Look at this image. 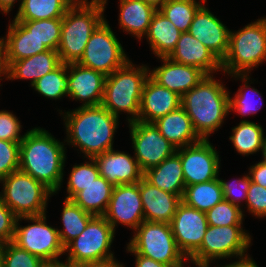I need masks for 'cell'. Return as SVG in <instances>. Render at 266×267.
I'll list each match as a JSON object with an SVG mask.
<instances>
[{"label":"cell","instance_id":"4fadbf2b","mask_svg":"<svg viewBox=\"0 0 266 267\" xmlns=\"http://www.w3.org/2000/svg\"><path fill=\"white\" fill-rule=\"evenodd\" d=\"M128 125L135 151L134 157L143 173L176 153L177 148L159 132L153 123L137 120Z\"/></svg>","mask_w":266,"mask_h":267},{"label":"cell","instance_id":"7a4b0ae2","mask_svg":"<svg viewBox=\"0 0 266 267\" xmlns=\"http://www.w3.org/2000/svg\"><path fill=\"white\" fill-rule=\"evenodd\" d=\"M66 156L65 142L35 127L20 142L19 169L57 194L63 185Z\"/></svg>","mask_w":266,"mask_h":267},{"label":"cell","instance_id":"681fc988","mask_svg":"<svg viewBox=\"0 0 266 267\" xmlns=\"http://www.w3.org/2000/svg\"><path fill=\"white\" fill-rule=\"evenodd\" d=\"M115 257H110L107 259L99 260V261H88L84 263H80L73 267H125L123 263L116 261Z\"/></svg>","mask_w":266,"mask_h":267},{"label":"cell","instance_id":"c3c4849f","mask_svg":"<svg viewBox=\"0 0 266 267\" xmlns=\"http://www.w3.org/2000/svg\"><path fill=\"white\" fill-rule=\"evenodd\" d=\"M126 251L128 253H133L135 255V267H172L169 265H165L163 263L157 262L151 258L145 257L143 255H139L135 253L128 245L126 246Z\"/></svg>","mask_w":266,"mask_h":267},{"label":"cell","instance_id":"816d5d0a","mask_svg":"<svg viewBox=\"0 0 266 267\" xmlns=\"http://www.w3.org/2000/svg\"><path fill=\"white\" fill-rule=\"evenodd\" d=\"M220 267H259V266L257 265V263H255L252 257L247 256L245 258L238 259L237 261L231 262L229 264Z\"/></svg>","mask_w":266,"mask_h":267},{"label":"cell","instance_id":"484cf974","mask_svg":"<svg viewBox=\"0 0 266 267\" xmlns=\"http://www.w3.org/2000/svg\"><path fill=\"white\" fill-rule=\"evenodd\" d=\"M7 35L3 37L6 47L7 61L10 65L14 61L49 50L41 41L31 34L19 21L9 22Z\"/></svg>","mask_w":266,"mask_h":267},{"label":"cell","instance_id":"b9f144b4","mask_svg":"<svg viewBox=\"0 0 266 267\" xmlns=\"http://www.w3.org/2000/svg\"><path fill=\"white\" fill-rule=\"evenodd\" d=\"M20 142L0 139V180L19 169Z\"/></svg>","mask_w":266,"mask_h":267},{"label":"cell","instance_id":"52a82bcc","mask_svg":"<svg viewBox=\"0 0 266 267\" xmlns=\"http://www.w3.org/2000/svg\"><path fill=\"white\" fill-rule=\"evenodd\" d=\"M2 201L17 216H39L46 214L48 200L55 195L42 182L20 169L0 180Z\"/></svg>","mask_w":266,"mask_h":267},{"label":"cell","instance_id":"ba28073f","mask_svg":"<svg viewBox=\"0 0 266 267\" xmlns=\"http://www.w3.org/2000/svg\"><path fill=\"white\" fill-rule=\"evenodd\" d=\"M133 232L127 245L135 253L172 267L188 261L177 247L170 223L143 221Z\"/></svg>","mask_w":266,"mask_h":267},{"label":"cell","instance_id":"680465c9","mask_svg":"<svg viewBox=\"0 0 266 267\" xmlns=\"http://www.w3.org/2000/svg\"><path fill=\"white\" fill-rule=\"evenodd\" d=\"M0 267H3V260H2L1 247H0Z\"/></svg>","mask_w":266,"mask_h":267},{"label":"cell","instance_id":"74e56055","mask_svg":"<svg viewBox=\"0 0 266 267\" xmlns=\"http://www.w3.org/2000/svg\"><path fill=\"white\" fill-rule=\"evenodd\" d=\"M48 49L57 51L61 40L62 19L19 21Z\"/></svg>","mask_w":266,"mask_h":267},{"label":"cell","instance_id":"d6986e66","mask_svg":"<svg viewBox=\"0 0 266 267\" xmlns=\"http://www.w3.org/2000/svg\"><path fill=\"white\" fill-rule=\"evenodd\" d=\"M163 65L149 71V76L159 85L181 97L194 88L207 75L198 67L180 64L168 57H160Z\"/></svg>","mask_w":266,"mask_h":267},{"label":"cell","instance_id":"4316f807","mask_svg":"<svg viewBox=\"0 0 266 267\" xmlns=\"http://www.w3.org/2000/svg\"><path fill=\"white\" fill-rule=\"evenodd\" d=\"M119 28L141 40L146 36L157 9L143 0H119Z\"/></svg>","mask_w":266,"mask_h":267},{"label":"cell","instance_id":"f907efd6","mask_svg":"<svg viewBox=\"0 0 266 267\" xmlns=\"http://www.w3.org/2000/svg\"><path fill=\"white\" fill-rule=\"evenodd\" d=\"M2 77L9 80V65L3 37L0 38V80H2Z\"/></svg>","mask_w":266,"mask_h":267},{"label":"cell","instance_id":"d6a6232c","mask_svg":"<svg viewBox=\"0 0 266 267\" xmlns=\"http://www.w3.org/2000/svg\"><path fill=\"white\" fill-rule=\"evenodd\" d=\"M93 217L79 207L73 200L65 199L61 213L62 229H57L62 245L65 247L70 241L78 237Z\"/></svg>","mask_w":266,"mask_h":267},{"label":"cell","instance_id":"f1b7e54d","mask_svg":"<svg viewBox=\"0 0 266 267\" xmlns=\"http://www.w3.org/2000/svg\"><path fill=\"white\" fill-rule=\"evenodd\" d=\"M181 32L159 10L152 16L148 32L145 36L150 49L158 57H168L176 48Z\"/></svg>","mask_w":266,"mask_h":267},{"label":"cell","instance_id":"8d00e7d4","mask_svg":"<svg viewBox=\"0 0 266 267\" xmlns=\"http://www.w3.org/2000/svg\"><path fill=\"white\" fill-rule=\"evenodd\" d=\"M35 91L48 99L68 97L67 64L62 63L58 68L45 74L32 86Z\"/></svg>","mask_w":266,"mask_h":267},{"label":"cell","instance_id":"ee69618b","mask_svg":"<svg viewBox=\"0 0 266 267\" xmlns=\"http://www.w3.org/2000/svg\"><path fill=\"white\" fill-rule=\"evenodd\" d=\"M22 125L16 115L7 110H0V139L10 142H21L24 135H20Z\"/></svg>","mask_w":266,"mask_h":267},{"label":"cell","instance_id":"7bdbcfd3","mask_svg":"<svg viewBox=\"0 0 266 267\" xmlns=\"http://www.w3.org/2000/svg\"><path fill=\"white\" fill-rule=\"evenodd\" d=\"M224 194V200L231 202L242 208L241 202H246L247 191L249 189L251 178L245 174L242 178L234 179L231 182L220 179Z\"/></svg>","mask_w":266,"mask_h":267},{"label":"cell","instance_id":"11a10c76","mask_svg":"<svg viewBox=\"0 0 266 267\" xmlns=\"http://www.w3.org/2000/svg\"><path fill=\"white\" fill-rule=\"evenodd\" d=\"M144 2L153 5L157 10L168 0H143Z\"/></svg>","mask_w":266,"mask_h":267},{"label":"cell","instance_id":"f5cc1de1","mask_svg":"<svg viewBox=\"0 0 266 267\" xmlns=\"http://www.w3.org/2000/svg\"><path fill=\"white\" fill-rule=\"evenodd\" d=\"M65 261L62 262L60 259L44 260L41 263L40 267H72L71 264L67 260Z\"/></svg>","mask_w":266,"mask_h":267},{"label":"cell","instance_id":"9c48e42d","mask_svg":"<svg viewBox=\"0 0 266 267\" xmlns=\"http://www.w3.org/2000/svg\"><path fill=\"white\" fill-rule=\"evenodd\" d=\"M251 239L242 225L208 226L200 248L188 261L211 264L217 259L245 258L250 256L246 252L251 246Z\"/></svg>","mask_w":266,"mask_h":267},{"label":"cell","instance_id":"30bf717a","mask_svg":"<svg viewBox=\"0 0 266 267\" xmlns=\"http://www.w3.org/2000/svg\"><path fill=\"white\" fill-rule=\"evenodd\" d=\"M115 231L104 216H93L80 235L64 247L71 266L114 257L111 245Z\"/></svg>","mask_w":266,"mask_h":267},{"label":"cell","instance_id":"f546056e","mask_svg":"<svg viewBox=\"0 0 266 267\" xmlns=\"http://www.w3.org/2000/svg\"><path fill=\"white\" fill-rule=\"evenodd\" d=\"M114 186L101 175L72 200L87 213L103 216L108 208Z\"/></svg>","mask_w":266,"mask_h":267},{"label":"cell","instance_id":"1f68e13d","mask_svg":"<svg viewBox=\"0 0 266 267\" xmlns=\"http://www.w3.org/2000/svg\"><path fill=\"white\" fill-rule=\"evenodd\" d=\"M181 200L186 205L206 213L224 200L220 178L186 186Z\"/></svg>","mask_w":266,"mask_h":267},{"label":"cell","instance_id":"8fae6325","mask_svg":"<svg viewBox=\"0 0 266 267\" xmlns=\"http://www.w3.org/2000/svg\"><path fill=\"white\" fill-rule=\"evenodd\" d=\"M129 60L122 44L105 19L90 36L83 55L77 63L108 76L123 67Z\"/></svg>","mask_w":266,"mask_h":267},{"label":"cell","instance_id":"bcb514c9","mask_svg":"<svg viewBox=\"0 0 266 267\" xmlns=\"http://www.w3.org/2000/svg\"><path fill=\"white\" fill-rule=\"evenodd\" d=\"M16 220L17 216L2 201L0 196V244L13 241Z\"/></svg>","mask_w":266,"mask_h":267},{"label":"cell","instance_id":"db71d44e","mask_svg":"<svg viewBox=\"0 0 266 267\" xmlns=\"http://www.w3.org/2000/svg\"><path fill=\"white\" fill-rule=\"evenodd\" d=\"M17 0H0V11L4 14H8L12 9ZM19 8L23 2V0L19 1Z\"/></svg>","mask_w":266,"mask_h":267},{"label":"cell","instance_id":"836d02e7","mask_svg":"<svg viewBox=\"0 0 266 267\" xmlns=\"http://www.w3.org/2000/svg\"><path fill=\"white\" fill-rule=\"evenodd\" d=\"M263 136L261 125L244 119L232 128L229 140L240 155L249 156L261 151Z\"/></svg>","mask_w":266,"mask_h":267},{"label":"cell","instance_id":"603a6c76","mask_svg":"<svg viewBox=\"0 0 266 267\" xmlns=\"http://www.w3.org/2000/svg\"><path fill=\"white\" fill-rule=\"evenodd\" d=\"M172 61L198 67L207 75L222 72L221 61L190 33H181L176 48L168 56Z\"/></svg>","mask_w":266,"mask_h":267},{"label":"cell","instance_id":"e0dca14e","mask_svg":"<svg viewBox=\"0 0 266 267\" xmlns=\"http://www.w3.org/2000/svg\"><path fill=\"white\" fill-rule=\"evenodd\" d=\"M188 33L223 61L229 49L230 29L204 4L196 12Z\"/></svg>","mask_w":266,"mask_h":267},{"label":"cell","instance_id":"7402d4cb","mask_svg":"<svg viewBox=\"0 0 266 267\" xmlns=\"http://www.w3.org/2000/svg\"><path fill=\"white\" fill-rule=\"evenodd\" d=\"M140 195L144 210V221L170 223L181 197L152 185L144 177L139 181Z\"/></svg>","mask_w":266,"mask_h":267},{"label":"cell","instance_id":"e575fe53","mask_svg":"<svg viewBox=\"0 0 266 267\" xmlns=\"http://www.w3.org/2000/svg\"><path fill=\"white\" fill-rule=\"evenodd\" d=\"M168 0L158 10L169 19L181 32H188L193 18L198 9L206 3L207 0ZM203 2V3H202Z\"/></svg>","mask_w":266,"mask_h":267},{"label":"cell","instance_id":"d4e9b609","mask_svg":"<svg viewBox=\"0 0 266 267\" xmlns=\"http://www.w3.org/2000/svg\"><path fill=\"white\" fill-rule=\"evenodd\" d=\"M62 64L58 51L45 52L14 61L9 65V80L28 79L32 86L45 74L52 72Z\"/></svg>","mask_w":266,"mask_h":267},{"label":"cell","instance_id":"f35d334b","mask_svg":"<svg viewBox=\"0 0 266 267\" xmlns=\"http://www.w3.org/2000/svg\"><path fill=\"white\" fill-rule=\"evenodd\" d=\"M88 160L72 167L66 187L68 195L65 199L72 200L80 191L84 190L86 186L100 176L95 160L93 158H88Z\"/></svg>","mask_w":266,"mask_h":267},{"label":"cell","instance_id":"7c38bea8","mask_svg":"<svg viewBox=\"0 0 266 267\" xmlns=\"http://www.w3.org/2000/svg\"><path fill=\"white\" fill-rule=\"evenodd\" d=\"M46 217V214L17 217L12 242L42 260L60 259L59 257L65 254L64 246L60 241L57 228L49 226ZM23 219L33 224L21 226L19 222Z\"/></svg>","mask_w":266,"mask_h":267},{"label":"cell","instance_id":"7dc6e473","mask_svg":"<svg viewBox=\"0 0 266 267\" xmlns=\"http://www.w3.org/2000/svg\"><path fill=\"white\" fill-rule=\"evenodd\" d=\"M248 175L251 178V182L266 188V162L260 160L250 166Z\"/></svg>","mask_w":266,"mask_h":267},{"label":"cell","instance_id":"6f0895ef","mask_svg":"<svg viewBox=\"0 0 266 267\" xmlns=\"http://www.w3.org/2000/svg\"><path fill=\"white\" fill-rule=\"evenodd\" d=\"M191 263H193L197 267H210V264L208 263H200V262H195V261H191ZM179 267H185V261Z\"/></svg>","mask_w":266,"mask_h":267},{"label":"cell","instance_id":"ffe728a7","mask_svg":"<svg viewBox=\"0 0 266 267\" xmlns=\"http://www.w3.org/2000/svg\"><path fill=\"white\" fill-rule=\"evenodd\" d=\"M93 159L100 175L113 186L138 183L143 178L136 158L127 152L111 149Z\"/></svg>","mask_w":266,"mask_h":267},{"label":"cell","instance_id":"cb8c5ba5","mask_svg":"<svg viewBox=\"0 0 266 267\" xmlns=\"http://www.w3.org/2000/svg\"><path fill=\"white\" fill-rule=\"evenodd\" d=\"M153 124L177 149L201 140L193 128L190 117L182 106L157 119Z\"/></svg>","mask_w":266,"mask_h":267},{"label":"cell","instance_id":"83f0119b","mask_svg":"<svg viewBox=\"0 0 266 267\" xmlns=\"http://www.w3.org/2000/svg\"><path fill=\"white\" fill-rule=\"evenodd\" d=\"M143 177L159 189L182 198L186 186L182 163L177 153L145 171Z\"/></svg>","mask_w":266,"mask_h":267},{"label":"cell","instance_id":"277c9868","mask_svg":"<svg viewBox=\"0 0 266 267\" xmlns=\"http://www.w3.org/2000/svg\"><path fill=\"white\" fill-rule=\"evenodd\" d=\"M108 0H77L62 19L61 40L57 49L64 64L77 63L88 40L106 19L104 11Z\"/></svg>","mask_w":266,"mask_h":267},{"label":"cell","instance_id":"ac0fdd59","mask_svg":"<svg viewBox=\"0 0 266 267\" xmlns=\"http://www.w3.org/2000/svg\"><path fill=\"white\" fill-rule=\"evenodd\" d=\"M68 96L81 101V106L102 104L106 76L79 63L67 64Z\"/></svg>","mask_w":266,"mask_h":267},{"label":"cell","instance_id":"3957f363","mask_svg":"<svg viewBox=\"0 0 266 267\" xmlns=\"http://www.w3.org/2000/svg\"><path fill=\"white\" fill-rule=\"evenodd\" d=\"M229 98L230 92L213 74L206 75L182 96L181 106L201 139H209L210 134L222 127L230 112Z\"/></svg>","mask_w":266,"mask_h":267},{"label":"cell","instance_id":"60d3db41","mask_svg":"<svg viewBox=\"0 0 266 267\" xmlns=\"http://www.w3.org/2000/svg\"><path fill=\"white\" fill-rule=\"evenodd\" d=\"M3 267H40V257L19 248L13 242L0 244Z\"/></svg>","mask_w":266,"mask_h":267},{"label":"cell","instance_id":"d590c367","mask_svg":"<svg viewBox=\"0 0 266 267\" xmlns=\"http://www.w3.org/2000/svg\"><path fill=\"white\" fill-rule=\"evenodd\" d=\"M229 76H231V78L235 77L236 80L240 79V81L244 83V85L242 84L241 87L238 89L234 97L229 98L230 113L232 111L236 112L240 114L241 117L242 116L244 117L246 115L256 114L257 111L261 109L262 104L255 102L254 100L255 98H253V96L256 95L255 97L257 98L259 97V99L261 100L263 99L259 91L255 89L254 87L250 86L249 82L251 81V83H253L252 80H250V75L249 74H234V75H229ZM259 104H260V107L257 106Z\"/></svg>","mask_w":266,"mask_h":267},{"label":"cell","instance_id":"ab89813d","mask_svg":"<svg viewBox=\"0 0 266 267\" xmlns=\"http://www.w3.org/2000/svg\"><path fill=\"white\" fill-rule=\"evenodd\" d=\"M223 200L206 212L209 226L243 225L244 210Z\"/></svg>","mask_w":266,"mask_h":267},{"label":"cell","instance_id":"2e32d148","mask_svg":"<svg viewBox=\"0 0 266 267\" xmlns=\"http://www.w3.org/2000/svg\"><path fill=\"white\" fill-rule=\"evenodd\" d=\"M103 216L114 230L121 223L134 231L144 221L139 182L114 186Z\"/></svg>","mask_w":266,"mask_h":267},{"label":"cell","instance_id":"9a60e30c","mask_svg":"<svg viewBox=\"0 0 266 267\" xmlns=\"http://www.w3.org/2000/svg\"><path fill=\"white\" fill-rule=\"evenodd\" d=\"M177 247L189 259L201 246L208 228L206 213L179 203L170 222Z\"/></svg>","mask_w":266,"mask_h":267},{"label":"cell","instance_id":"5b68a950","mask_svg":"<svg viewBox=\"0 0 266 267\" xmlns=\"http://www.w3.org/2000/svg\"><path fill=\"white\" fill-rule=\"evenodd\" d=\"M137 66L129 60L106 76L104 83L102 105L117 117H120V112L128 113V123L138 120L143 86L150 71L145 64Z\"/></svg>","mask_w":266,"mask_h":267},{"label":"cell","instance_id":"8992f818","mask_svg":"<svg viewBox=\"0 0 266 267\" xmlns=\"http://www.w3.org/2000/svg\"><path fill=\"white\" fill-rule=\"evenodd\" d=\"M266 61V17L229 33V49L221 62L223 73L249 74Z\"/></svg>","mask_w":266,"mask_h":267},{"label":"cell","instance_id":"9f6ffc18","mask_svg":"<svg viewBox=\"0 0 266 267\" xmlns=\"http://www.w3.org/2000/svg\"><path fill=\"white\" fill-rule=\"evenodd\" d=\"M262 161L266 162V136H263V140H262Z\"/></svg>","mask_w":266,"mask_h":267},{"label":"cell","instance_id":"44dd1931","mask_svg":"<svg viewBox=\"0 0 266 267\" xmlns=\"http://www.w3.org/2000/svg\"><path fill=\"white\" fill-rule=\"evenodd\" d=\"M182 97L155 82L150 76L144 83L138 121L153 123L181 106Z\"/></svg>","mask_w":266,"mask_h":267},{"label":"cell","instance_id":"6da1fadb","mask_svg":"<svg viewBox=\"0 0 266 267\" xmlns=\"http://www.w3.org/2000/svg\"><path fill=\"white\" fill-rule=\"evenodd\" d=\"M65 111L60 110L59 114L63 115L67 145L79 148L87 159L113 149L119 117L112 115L102 104Z\"/></svg>","mask_w":266,"mask_h":267},{"label":"cell","instance_id":"5bb4252c","mask_svg":"<svg viewBox=\"0 0 266 267\" xmlns=\"http://www.w3.org/2000/svg\"><path fill=\"white\" fill-rule=\"evenodd\" d=\"M180 156L185 186L212 181L219 176V153L209 139L177 149ZM220 159V160H219Z\"/></svg>","mask_w":266,"mask_h":267},{"label":"cell","instance_id":"f6af8a7d","mask_svg":"<svg viewBox=\"0 0 266 267\" xmlns=\"http://www.w3.org/2000/svg\"><path fill=\"white\" fill-rule=\"evenodd\" d=\"M245 204L247 211L256 218L266 217V188L251 182Z\"/></svg>","mask_w":266,"mask_h":267},{"label":"cell","instance_id":"4dcf8cb0","mask_svg":"<svg viewBox=\"0 0 266 267\" xmlns=\"http://www.w3.org/2000/svg\"><path fill=\"white\" fill-rule=\"evenodd\" d=\"M77 0H23L14 20L30 21L63 19L67 10Z\"/></svg>","mask_w":266,"mask_h":267}]
</instances>
